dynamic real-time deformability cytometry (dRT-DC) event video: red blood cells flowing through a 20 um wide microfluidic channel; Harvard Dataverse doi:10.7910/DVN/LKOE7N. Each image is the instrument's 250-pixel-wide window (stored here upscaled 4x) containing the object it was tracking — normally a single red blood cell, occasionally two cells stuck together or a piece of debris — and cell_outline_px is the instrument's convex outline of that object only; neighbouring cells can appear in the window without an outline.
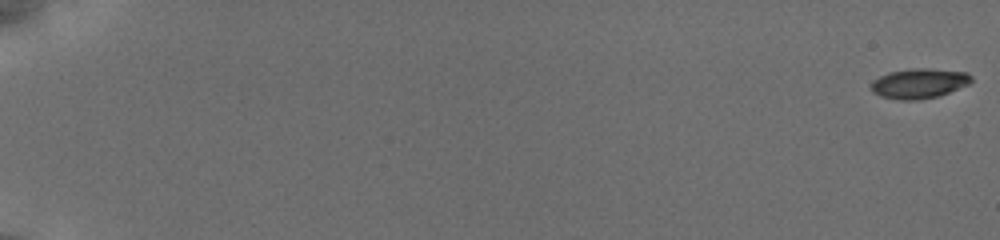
{"species": "common noctule bat (a hibernating species)", "species_latin": "Nyctalus noctula", "temperature_condition": "cold", "stored_images_in_passage": 57, "camera_frame_rate_fps": 3000, "um_per_image_px": 0.085, "animal": {"sex": "female", "body_mass_g": 19.5, "forearm_length_mm": 54.1}, "frame": {"image": 1, "passage_image": 1, "time_ms": 0.0, "image_size_px": [1000, 240], "cell_outline_px": [[972, 80], [968, 84], [940, 96], [920, 100], [900, 100], [880, 96], [872, 92], [872, 80], [888, 72], [912, 68], [928, 68], [968, 72], [972, 76]], "centroid_in_image_um": [78.13, 7.09], "position_along_channel_um": 6.9, "area_um2": 17.63}}
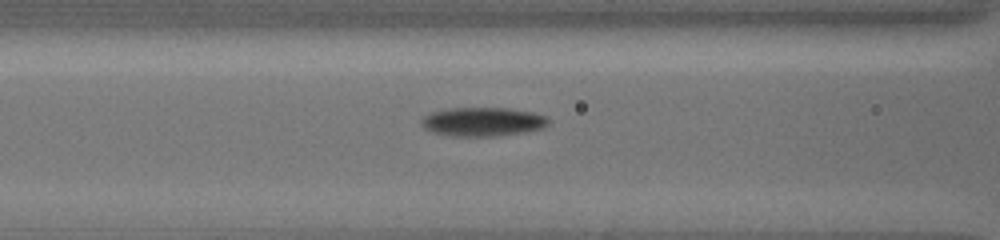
{"frame": {"image": 2, "passage_image": 27, "time_ms": 8.667, "image_size_px": [1000, 240], "cell_outline_px": [[548, 124], [540, 128], [524, 132], [496, 136], [452, 136], [432, 132], [424, 128], [420, 124], [420, 120], [428, 112], [448, 108], [508, 108], [532, 112], [548, 116]], "centroid_in_image_um": [40.98, 10.34], "position_along_channel_um": 125.6, "area_um2": 21.5}}
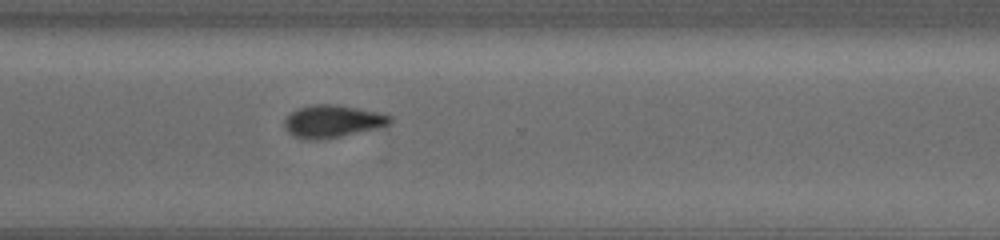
{"frame": {"image": 3, "passage_image": 44, "time_ms": 14.333, "image_size_px": [1000, 240], "cell_outline_px": [[392, 120], [388, 124], [340, 136], [316, 140], [304, 140], [288, 132], [284, 128], [284, 120], [292, 112], [300, 108], [312, 104], [336, 104], [384, 112], [392, 116]], "centroid_in_image_um": [28.25, 10.29], "position_along_channel_um": 342.3, "area_um2": 19.83}, "authors_computed_cell_mechanics": {"area_um2": 19.1318, "velocity_mm_per_s": 3.8349, "shape_relaxation_time_tau1_ms": 5.339, "shape_relaxation_time_tau2_ms": null, "deformation_change_tau1": 0.1829, "deformation_change_tau2": null}}